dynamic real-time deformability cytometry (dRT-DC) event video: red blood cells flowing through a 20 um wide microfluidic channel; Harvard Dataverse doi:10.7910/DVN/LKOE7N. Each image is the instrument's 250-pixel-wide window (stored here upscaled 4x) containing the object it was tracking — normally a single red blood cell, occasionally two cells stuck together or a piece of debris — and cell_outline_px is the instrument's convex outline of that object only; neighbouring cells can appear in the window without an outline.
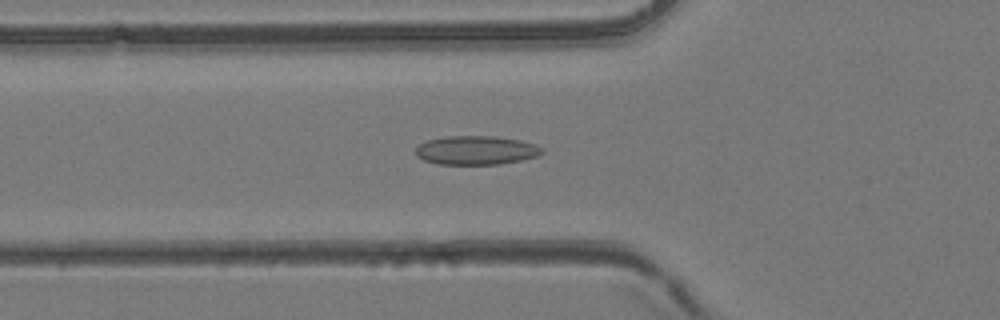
{"species": "common noctule bat (a hibernating species)", "species_latin": "Nyctalus noctula", "temperature_condition": "room temperature", "stored_images_in_passage": 48, "camera_frame_rate_fps": 3000, "um_per_image_px": 0.085, "animal": {"sex": "female", "body_mass_g": 24.6, "forearm_length_mm": 56.2}, "frame": {"image": 1, "passage_image": 17, "time_ms": 5.333, "image_size_px": [1000, 320], "cell_outline_px": [[544, 152], [536, 156], [520, 160], [500, 164], [436, 164], [424, 160], [416, 156], [416, 148], [420, 144], [428, 140], [448, 136], [496, 136], [520, 140], [536, 144], [544, 148]], "centroid_in_image_um": [40.49, 12.77], "position_along_channel_um": 85.3, "area_um2": 21.27}}
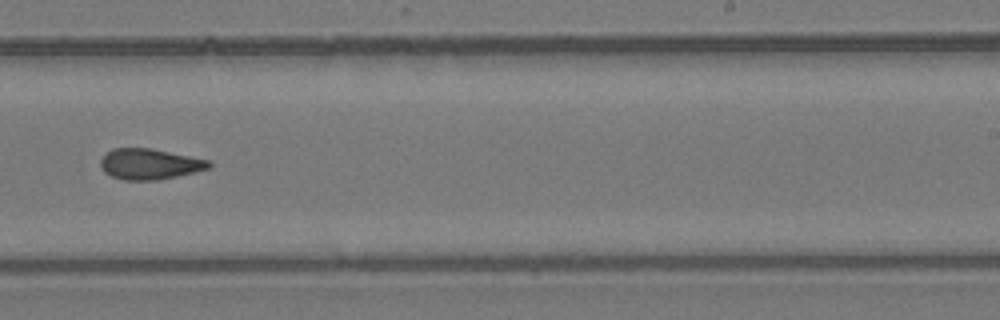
{"frame": {"image": 2, "passage_image": 30, "time_ms": 9.667, "image_size_px": [1000, 320], "cell_outline_px": [[212, 168], [196, 172], [156, 180], [124, 180], [112, 176], [104, 172], [100, 168], [100, 160], [112, 148], [152, 148], [208, 160], [212, 164]], "centroid_in_image_um": [12.72, 13.94], "position_along_channel_um": 276.3, "area_um2": 19.42}}
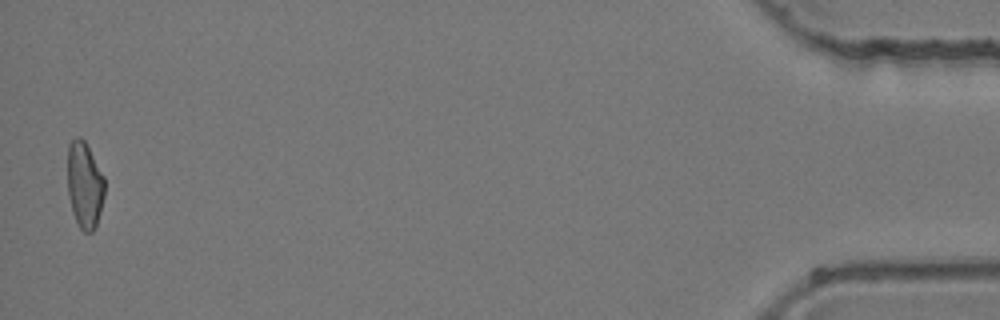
{"frame": {"image": 3, "passage_image": 47, "time_ms": 15.333, "image_size_px": [1000, 320], "cell_outline_px": [[104, 196], [100, 212], [96, 224], [92, 232], [84, 232], [80, 228], [72, 212], [68, 196], [68, 144], [76, 136], [80, 136], [84, 140], [104, 176]], "centroid_in_image_um": [7.18, 15.71], "position_along_channel_um": 428.0, "area_um2": 18.61}}